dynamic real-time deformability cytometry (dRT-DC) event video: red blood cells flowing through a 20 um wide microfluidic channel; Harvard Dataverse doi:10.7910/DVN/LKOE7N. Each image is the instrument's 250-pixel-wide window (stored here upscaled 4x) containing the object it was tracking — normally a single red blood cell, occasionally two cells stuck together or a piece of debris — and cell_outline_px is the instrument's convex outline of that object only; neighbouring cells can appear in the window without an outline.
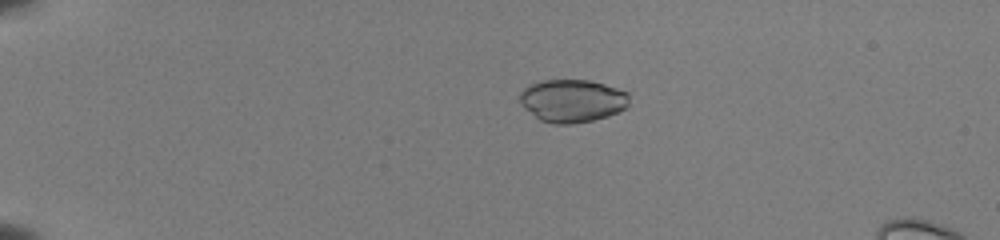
{"species": "common noctule bat (a hibernating species)", "species_latin": "Nyctalus noctula", "temperature_condition": "room temperature", "stored_images_in_passage": 44, "camera_frame_rate_fps": 3000, "um_per_image_px": 0.085, "animal": {"sex": "female", "body_mass_g": 22.0, "forearm_length_mm": 56.7}, "frame": {"image": 1, "passage_image": 4, "time_ms": 1.0, "image_size_px": [1000, 240], "cell_outline_px": [[628, 104], [624, 108], [608, 116], [592, 120], [572, 124], [552, 124], [540, 120], [524, 108], [520, 104], [520, 92], [528, 84], [540, 80], [588, 80], [604, 84], [628, 92]], "centroid_in_image_um": [48.6, 8.56], "position_along_channel_um": 36.4, "area_um2": 27.34}}
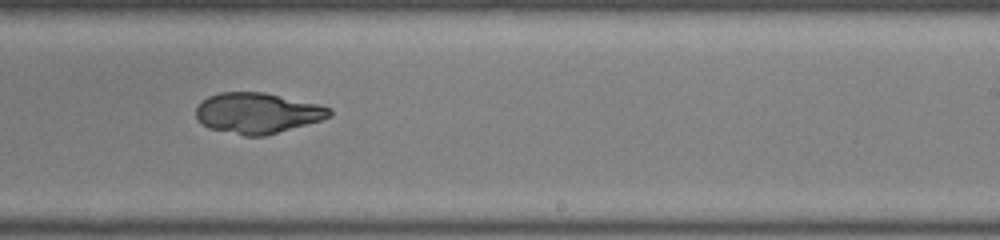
{"frame": {"image": 2, "passage_image": 27, "time_ms": 8.667, "image_size_px": [1000, 240], "cell_outline_px": [[332, 116], [320, 120], [264, 136], [244, 136], [208, 128], [200, 124], [196, 116], [196, 104], [200, 100], [208, 96], [220, 92], [264, 92], [320, 104], [332, 108]], "centroid_in_image_um": [21.84, 9.6], "position_along_channel_um": 267.2, "area_um2": 31.91}}
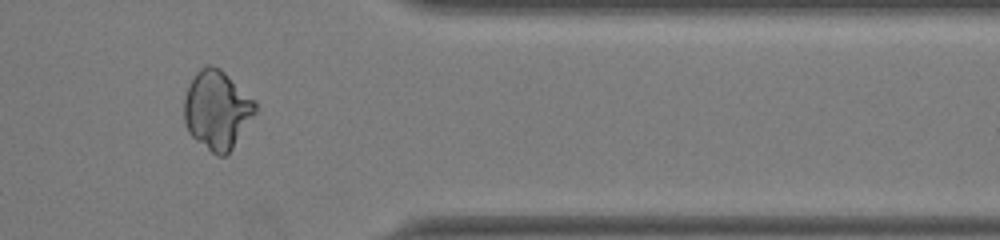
{"frame": {"image": 3, "passage_image": 37, "time_ms": 12.0, "image_size_px": [1000, 240], "cell_outline_px": [[256, 112], [232, 148], [224, 156], [216, 156], [196, 140], [188, 132], [184, 120], [184, 100], [188, 84], [192, 76], [200, 68], [208, 64], [220, 68], [256, 100]], "centroid_in_image_um": [18.43, 9.32], "position_along_channel_um": 393.0, "area_um2": 32.71}}